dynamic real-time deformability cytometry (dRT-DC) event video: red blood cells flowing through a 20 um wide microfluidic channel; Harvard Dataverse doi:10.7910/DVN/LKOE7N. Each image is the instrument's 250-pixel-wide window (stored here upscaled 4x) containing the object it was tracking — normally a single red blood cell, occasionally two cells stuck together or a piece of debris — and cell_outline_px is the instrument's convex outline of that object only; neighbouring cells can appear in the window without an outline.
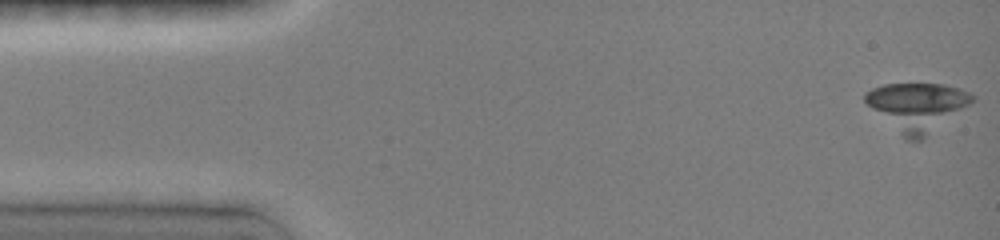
{"species": "common noctule bat (a hibernating species)", "species_latin": "Nyctalus noctula", "temperature_condition": "room temperature", "stored_images_in_passage": 48, "camera_frame_rate_fps": 3000, "um_per_image_px": 0.085, "animal": {"sex": "female", "body_mass_g": 19.0, "forearm_length_mm": 51.5}, "frame": {"image": 1, "passage_image": 1, "time_ms": 0.0, "image_size_px": [1000, 240], "cell_outline_px": [[976, 100], [920, 140], [904, 140], [864, 100], [864, 92], [872, 88], [884, 84], [944, 84], [968, 92], [976, 96]], "centroid_in_image_um": [77.95, 9.06], "position_along_channel_um": 7.1, "area_um2": 29.65}}